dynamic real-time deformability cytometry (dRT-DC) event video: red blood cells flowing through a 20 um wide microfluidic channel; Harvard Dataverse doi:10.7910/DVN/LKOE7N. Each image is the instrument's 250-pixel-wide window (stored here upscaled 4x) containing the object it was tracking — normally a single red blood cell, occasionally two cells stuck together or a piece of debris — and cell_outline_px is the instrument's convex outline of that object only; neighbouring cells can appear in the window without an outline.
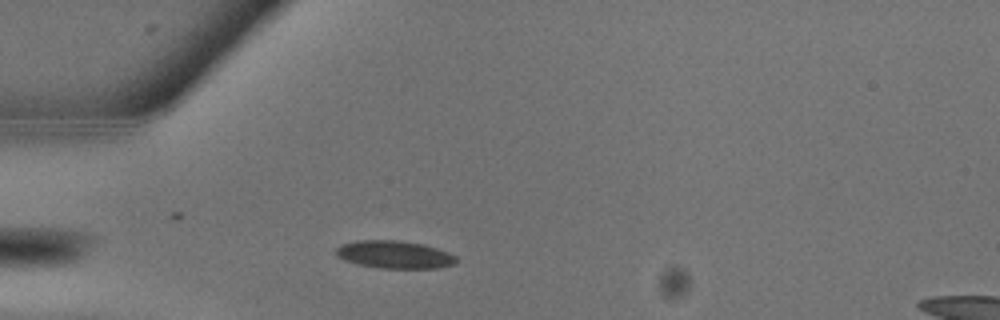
{"species": "common noctule bat (a hibernating species)", "species_latin": "Nyctalus noctula", "temperature_condition": "warm", "stored_images_in_passage": 5, "camera_frame_rate_fps": 3000, "um_per_image_px": 0.085, "animal": {"sex": "male", "body_mass_g": 13.3}, "frame": {"image": 1, "passage_image": 1, "time_ms": 0.0, "image_size_px": [1000, 320], "cell_outline_px": [[456, 264], [436, 268], [380, 268], [356, 264], [344, 260], [336, 256], [336, 248], [344, 244], [356, 240], [400, 240], [424, 244], [448, 252], [456, 256]], "centroid_in_image_um": [33.53, 21.64], "position_along_channel_um": 51.5, "area_um2": 19.48}}
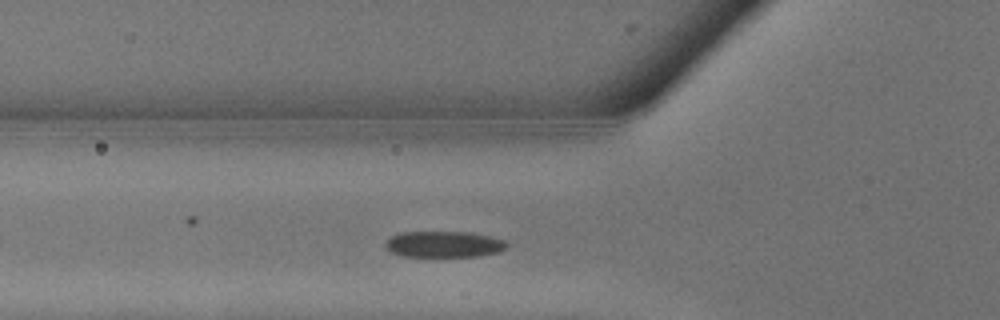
{"frame": {"image": 2, "passage_image": 3, "time_ms": 0.667, "image_size_px": [1000, 320], "cell_outline_px": [[508, 248], [500, 252], [480, 256], [404, 256], [388, 252], [384, 244], [392, 236], [404, 232], [468, 232], [488, 236], [504, 240], [508, 244]], "centroid_in_image_um": [37.75, 20.77], "position_along_channel_um": 88.1, "area_um2": 18.5}}
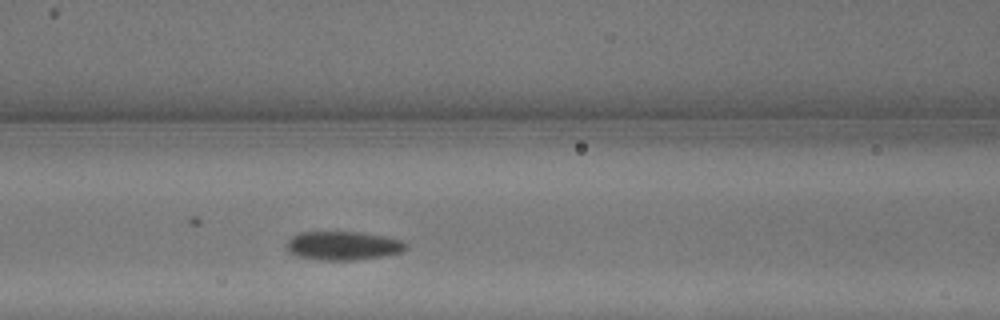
{"frame": {"image": 3, "passage_image": 5, "time_ms": 1.333, "image_size_px": [1000, 320], "cell_outline_px": [[408, 248], [400, 252], [380, 256], [356, 260], [320, 260], [300, 256], [288, 252], [288, 240], [292, 236], [304, 232], [360, 232], [384, 236], [404, 240], [408, 244]], "centroid_in_image_um": [29.21, 20.88], "position_along_channel_um": 137.4, "area_um2": 19.83}}